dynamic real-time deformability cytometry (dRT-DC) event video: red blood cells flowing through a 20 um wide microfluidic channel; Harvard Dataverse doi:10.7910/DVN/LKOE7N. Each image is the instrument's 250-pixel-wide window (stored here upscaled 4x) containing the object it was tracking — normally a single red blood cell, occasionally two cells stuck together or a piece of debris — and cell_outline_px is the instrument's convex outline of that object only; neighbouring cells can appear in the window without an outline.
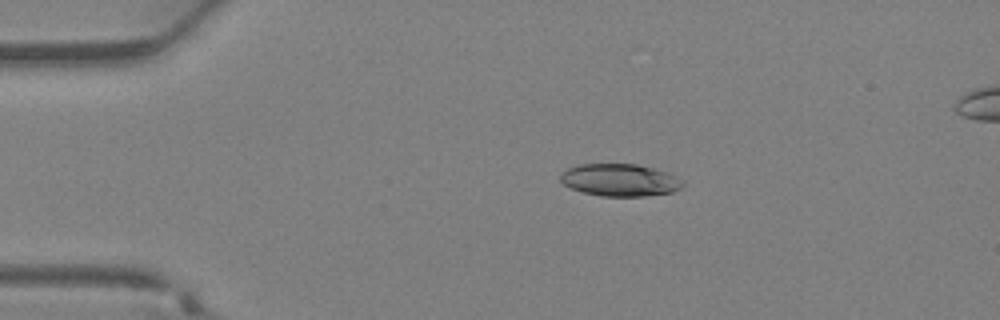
{"species": "Egyptian fruit bat (a non-hibernating species)", "species_latin": "Rousettus aegyptiacus", "temperature_condition": "warm", "stored_images_in_passage": 36, "camera_frame_rate_fps": 3000, "um_per_image_px": 0.085, "animal": {"sex": "female"}, "frame": {"image": 1, "passage_image": 7, "time_ms": 2.0, "image_size_px": [1000, 320], "cell_outline_px": [[684, 184], [680, 188], [672, 192], [644, 196], [600, 196], [584, 192], [572, 188], [564, 184], [560, 180], [560, 176], [568, 168], [580, 164], [636, 164], [668, 172], [684, 180]], "centroid_in_image_um": [52.72, 15.3], "position_along_channel_um": 32.3, "area_um2": 22.95}}
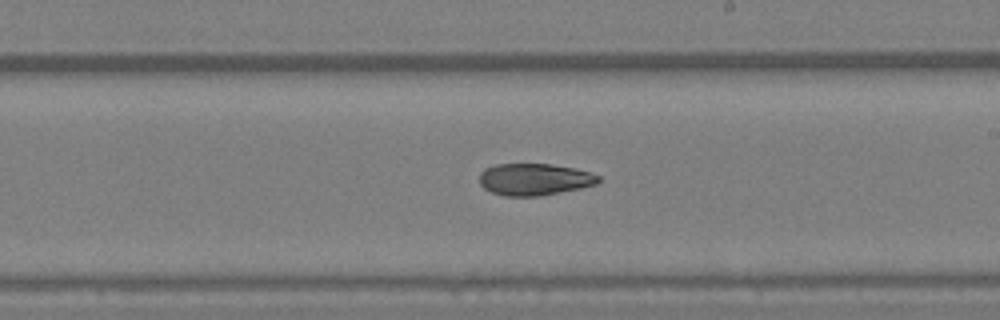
{"frame": {"image": 2, "passage_image": 21, "time_ms": 6.667, "image_size_px": [1000, 320], "cell_outline_px": [[600, 180], [596, 184], [580, 188], [540, 196], [504, 196], [492, 192], [484, 188], [480, 184], [480, 172], [484, 168], [496, 164], [552, 164], [572, 168], [588, 172], [600, 176]], "centroid_in_image_um": [45.39, 15.24], "position_along_channel_um": 243.6, "area_um2": 22.02}}
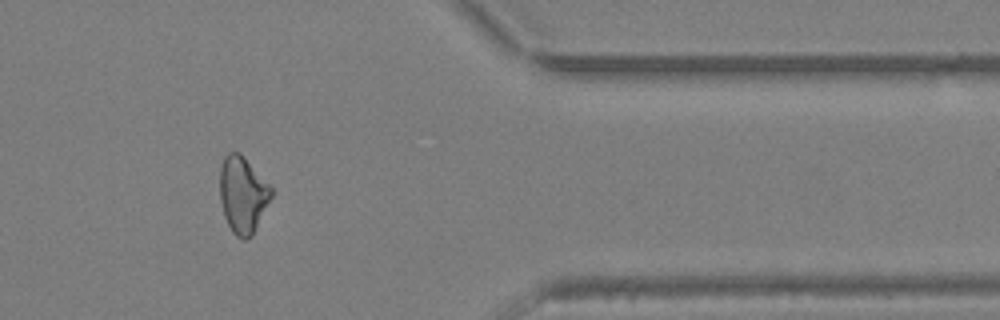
{"frame": {"image": 3, "passage_image": 30, "time_ms": 9.667, "image_size_px": [1000, 320], "cell_outline_px": [[272, 196], [252, 236], [244, 240], [236, 236], [232, 232], [224, 216], [220, 200], [220, 168], [224, 156], [228, 152], [240, 152], [272, 188]], "centroid_in_image_um": [20.62, 16.55], "position_along_channel_um": 390.8, "area_um2": 22.83}}